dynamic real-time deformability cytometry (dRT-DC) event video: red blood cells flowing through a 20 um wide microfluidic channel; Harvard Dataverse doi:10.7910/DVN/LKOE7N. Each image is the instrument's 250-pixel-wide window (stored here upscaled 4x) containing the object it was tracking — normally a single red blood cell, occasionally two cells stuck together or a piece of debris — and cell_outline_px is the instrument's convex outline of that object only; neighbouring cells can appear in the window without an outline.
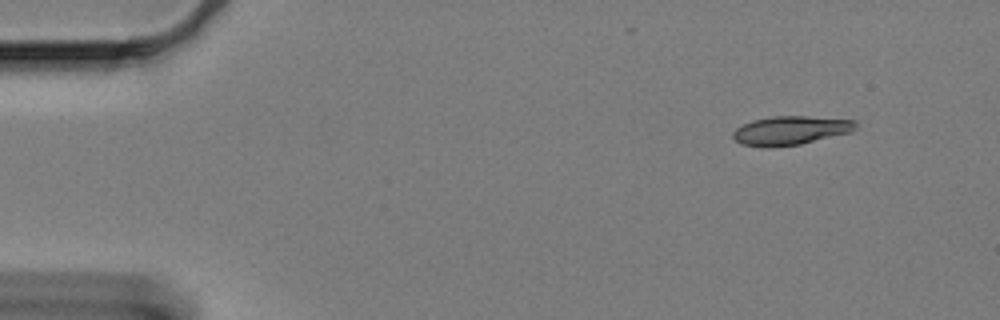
{"species": "Egyptian fruit bat (a non-hibernating species)", "species_latin": "Rousettus aegyptiacus", "temperature_condition": "cold", "stored_images_in_passage": 56, "camera_frame_rate_fps": 3000, "um_per_image_px": 0.085, "animal": {"sex": "female"}, "frame": {"image": 1, "passage_image": 1, "time_ms": 0.0, "image_size_px": [1000, 320], "cell_outline_px": [[856, 128], [852, 132], [800, 144], [768, 148], [740, 144], [732, 136], [732, 132], [736, 128], [752, 120], [776, 116], [804, 116], [856, 120]], "centroid_in_image_um": [67.19, 11.1], "position_along_channel_um": 17.8, "area_um2": 20.63}}
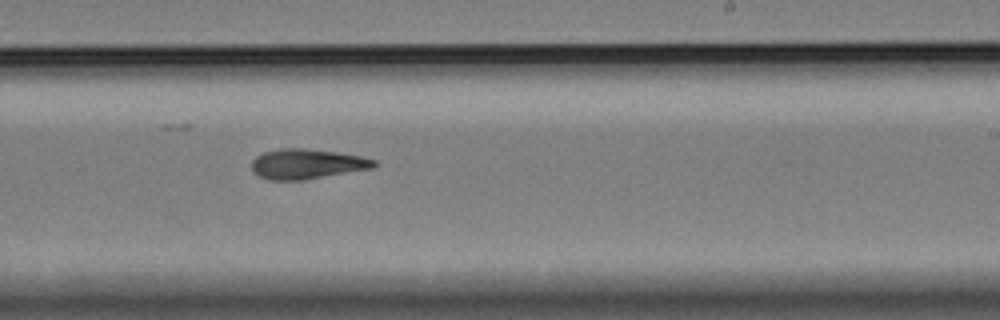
{"frame": {"image": 2, "passage_image": 32, "time_ms": 10.333, "image_size_px": [1000, 320], "cell_outline_px": [[380, 164], [372, 168], [304, 180], [268, 180], [252, 172], [252, 160], [256, 156], [264, 152], [280, 148], [304, 148], [336, 152], [360, 156], [376, 160]], "centroid_in_image_um": [26.08, 13.93], "position_along_channel_um": 262.9, "area_um2": 21.44}}
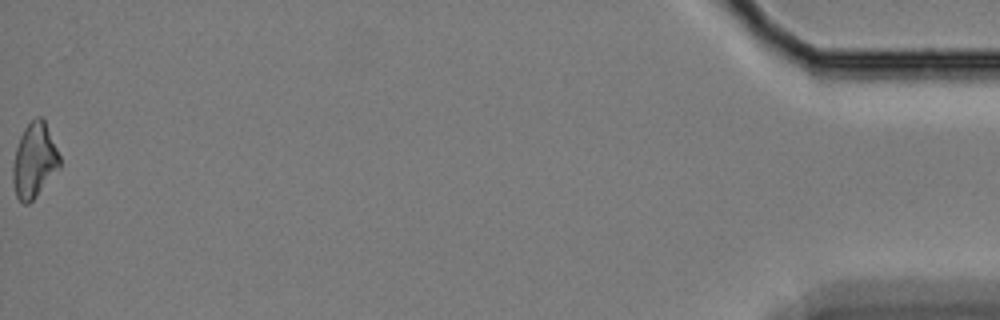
{"frame": {"image": 3, "passage_image": 56, "time_ms": 18.333, "image_size_px": [1000, 320], "cell_outline_px": [[60, 168], [36, 196], [28, 204], [24, 204], [16, 196], [12, 180], [12, 168], [16, 148], [20, 136], [24, 128], [36, 116], [40, 116], [44, 120], [60, 156]], "centroid_in_image_um": [2.91, 13.65], "position_along_channel_um": 432.3, "area_um2": 20.23}, "authors_computed_cell_mechanics": {"area_um2": 20.8658, "velocity_mm_per_s": 3.2961, "shape_relaxation_time_tau1_ms": 6.5543, "shape_relaxation_time_tau2_ms": 2.9439, "deformation_change_tau1": 0.1669, "deformation_change_tau2": 0.1085}}